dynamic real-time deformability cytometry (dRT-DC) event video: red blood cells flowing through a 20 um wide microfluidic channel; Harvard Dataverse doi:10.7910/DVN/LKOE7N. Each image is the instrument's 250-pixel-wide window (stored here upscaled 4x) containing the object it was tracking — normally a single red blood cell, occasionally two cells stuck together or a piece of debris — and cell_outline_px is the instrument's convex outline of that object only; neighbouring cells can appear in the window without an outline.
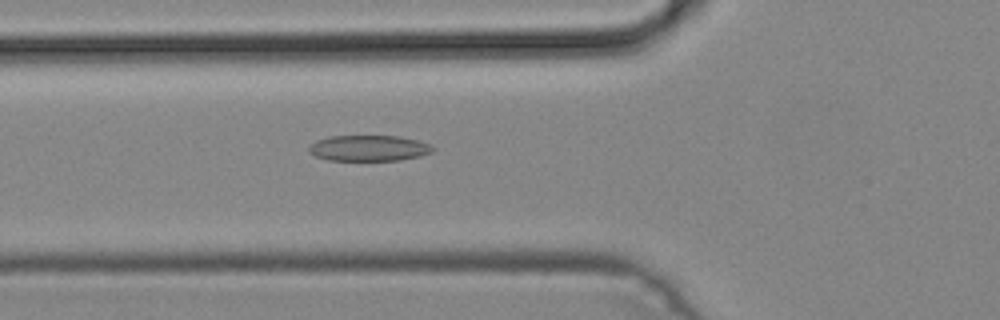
{"species": "common noctule bat (a hibernating species)", "species_latin": "Nyctalus noctula", "temperature_condition": "cold", "stored_images_in_passage": 44, "camera_frame_rate_fps": 3000, "um_per_image_px": 0.085, "animal": {"sex": "male", "body_mass_g": 19.2, "forearm_length_mm": 51.8}, "frame": {"image": 1, "passage_image": 13, "time_ms": 4.0, "image_size_px": [1000, 320], "cell_outline_px": [[436, 148], [432, 152], [420, 156], [400, 160], [328, 160], [316, 156], [308, 152], [308, 148], [316, 140], [328, 136], [400, 136], [416, 140], [428, 144]], "centroid_in_image_um": [31.34, 12.59], "position_along_channel_um": 94.5, "area_um2": 18.61}}
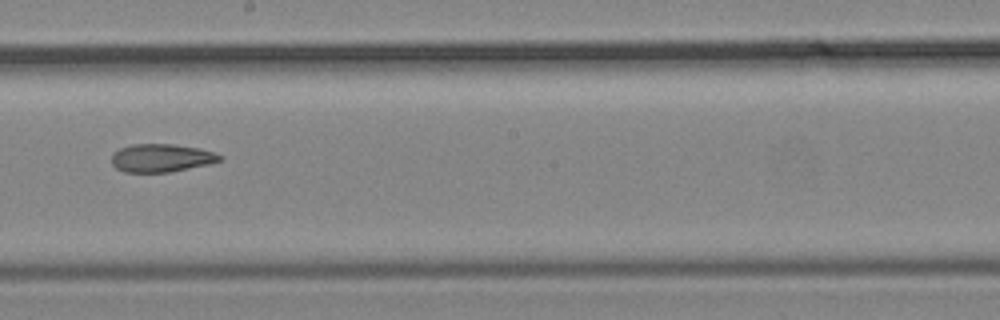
{"frame": {"image": 2, "passage_image": 23, "time_ms": 7.333, "image_size_px": [1000, 320], "cell_outline_px": [[224, 156], [220, 160], [212, 164], [168, 172], [124, 172], [116, 168], [112, 164], [112, 152], [120, 148], [132, 144], [172, 144], [200, 148], [216, 152]], "centroid_in_image_um": [13.74, 13.42], "position_along_channel_um": 234.5, "area_um2": 17.92}}
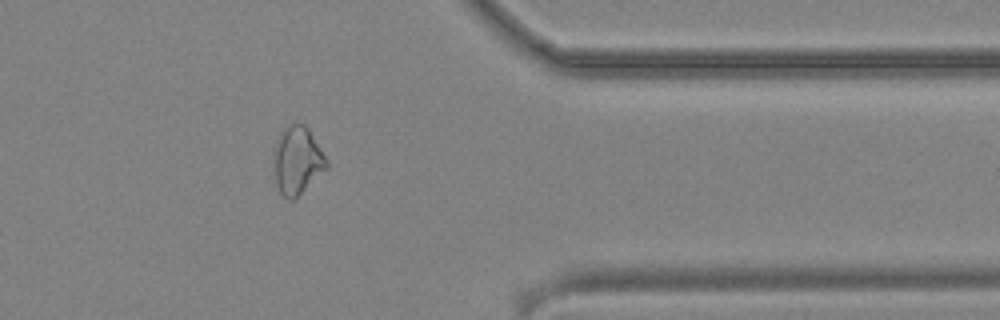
{"frame": {"image": 3, "passage_image": 35, "time_ms": 11.333, "image_size_px": [1000, 320], "cell_outline_px": [[328, 168], [292, 200], [288, 200], [280, 192], [276, 184], [272, 160], [272, 156], [276, 140], [280, 132], [288, 124], [304, 124], [308, 128], [328, 160]], "centroid_in_image_um": [25.24, 13.62], "position_along_channel_um": 386.2, "area_um2": 20.98}}